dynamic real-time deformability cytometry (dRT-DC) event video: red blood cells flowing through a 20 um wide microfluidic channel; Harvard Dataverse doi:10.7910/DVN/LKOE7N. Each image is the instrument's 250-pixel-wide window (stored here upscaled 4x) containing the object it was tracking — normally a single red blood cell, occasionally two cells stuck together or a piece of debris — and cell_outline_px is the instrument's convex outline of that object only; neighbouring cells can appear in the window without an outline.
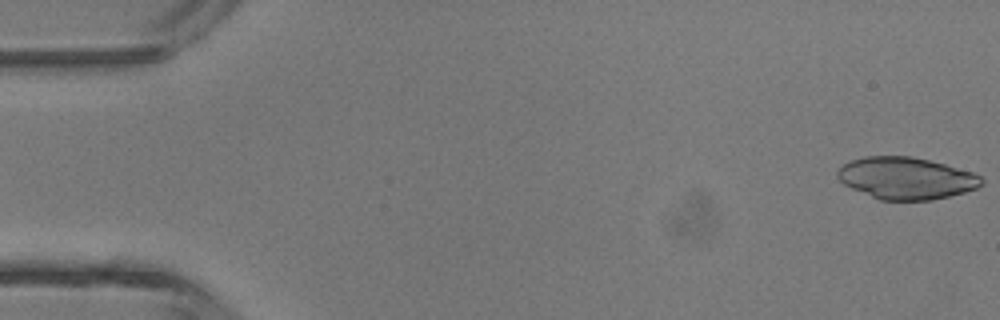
{"species": "common noctule bat (a hibernating species)", "species_latin": "Nyctalus noctula", "temperature_condition": "room temperature", "stored_images_in_passage": 45, "camera_frame_rate_fps": 3000, "um_per_image_px": 0.085, "animal": {"sex": "male", "body_mass_g": 13.3}, "frame": {"image": 1, "passage_image": 1, "time_ms": 0.0, "image_size_px": [1000, 320], "cell_outline_px": [[984, 184], [976, 188], [964, 192], [932, 200], [880, 200], [852, 188], [844, 184], [836, 176], [836, 172], [844, 164], [852, 160], [864, 156], [912, 156], [944, 164], [972, 172], [980, 176], [984, 180]], "centroid_in_image_um": [77.02, 15.14], "position_along_channel_um": 8.0, "area_um2": 35.03}}